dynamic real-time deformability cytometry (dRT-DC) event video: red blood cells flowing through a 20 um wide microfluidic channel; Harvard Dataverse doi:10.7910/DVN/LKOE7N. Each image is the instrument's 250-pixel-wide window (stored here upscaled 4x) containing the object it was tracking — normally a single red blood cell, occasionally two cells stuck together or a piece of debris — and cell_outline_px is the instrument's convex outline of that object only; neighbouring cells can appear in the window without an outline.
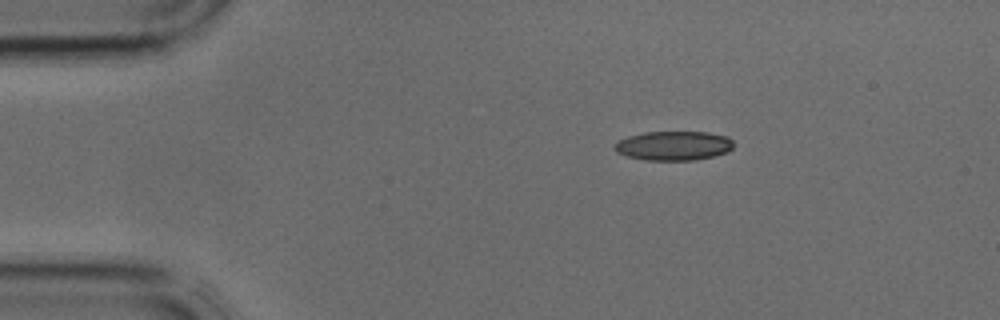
{"species": "common noctule bat (a hibernating species)", "species_latin": "Nyctalus noctula", "temperature_condition": "cold", "stored_images_in_passage": 2, "camera_frame_rate_fps": 3000, "um_per_image_px": 0.085, "animal": {"sex": "male", "body_mass_g": 17.9, "forearm_length_mm": 54.2}, "frame": {"image": 1, "passage_image": 2, "time_ms": 0.333, "image_size_px": [1000, 320], "cell_outline_px": [[736, 144], [728, 152], [696, 160], [644, 160], [628, 156], [616, 152], [616, 140], [628, 136], [644, 132], [708, 132], [728, 136]], "centroid_in_image_um": [57.29, 12.38], "position_along_channel_um": 27.7, "area_um2": 20.4}}